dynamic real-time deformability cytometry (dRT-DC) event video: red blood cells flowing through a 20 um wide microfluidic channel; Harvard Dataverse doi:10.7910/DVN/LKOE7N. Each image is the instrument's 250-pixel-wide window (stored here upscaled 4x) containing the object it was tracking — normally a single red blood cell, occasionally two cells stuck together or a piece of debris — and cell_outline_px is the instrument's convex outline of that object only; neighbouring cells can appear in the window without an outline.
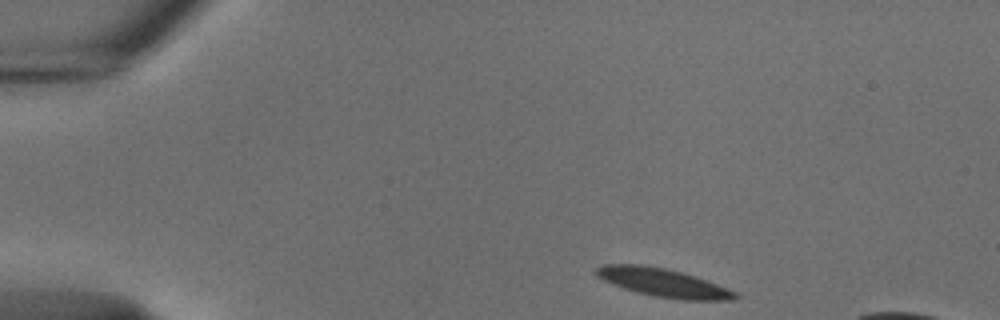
{"species": "common noctule bat (a hibernating species)", "species_latin": "Nyctalus noctula", "temperature_condition": "cold", "stored_images_in_passage": 47, "segment_of_instrument_passage": [1, 2], "camera_frame_rate_fps": 3000, "um_per_image_px": 0.085, "animal": {"sex": "male", "body_mass_g": 18.8}, "frame": {"image": 1, "passage_image": 1, "time_ms": 0.0, "image_size_px": [1000, 320], "cell_outline_px": [[740, 296], [732, 300], [680, 300], [652, 296], [636, 292], [624, 288], [604, 280], [596, 276], [592, 272], [596, 268], [604, 264], [640, 264], [664, 268], [696, 276], [740, 292]], "centroid_in_image_um": [56.41, 24.03], "position_along_channel_um": 28.6, "area_um2": 23.24}}
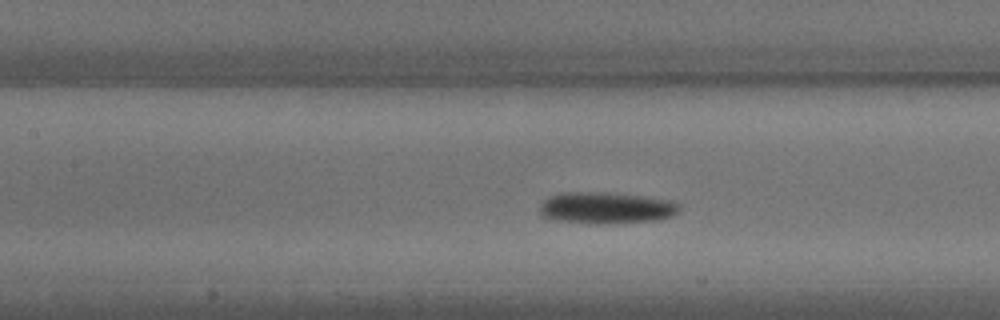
{"frame": {"image": 2, "passage_image": 17, "time_ms": 5.333, "image_size_px": [1000, 320], "cell_outline_px": [[680, 208], [672, 216], [656, 220], [588, 224], [556, 220], [544, 216], [540, 212], [540, 208], [544, 200], [548, 196], [564, 192], [608, 192], [672, 200], [680, 204]], "centroid_in_image_um": [51.51, 17.66], "position_along_channel_um": 155.9, "area_um2": 25.55}}
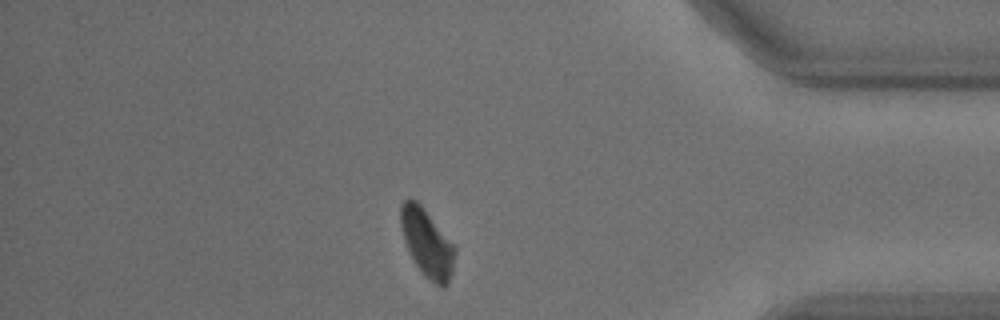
{"frame": {"image": 3, "passage_image": 39, "time_ms": 12.667, "image_size_px": [1000, 320], "cell_outline_px": [[456, 252], [452, 272], [448, 284], [444, 288], [440, 288], [428, 280], [420, 272], [404, 240], [400, 224], [400, 204], [408, 196], [416, 200], [420, 204], [456, 248]], "centroid_in_image_um": [36.29, 20.68], "position_along_channel_um": 398.9, "area_um2": 21.44}}